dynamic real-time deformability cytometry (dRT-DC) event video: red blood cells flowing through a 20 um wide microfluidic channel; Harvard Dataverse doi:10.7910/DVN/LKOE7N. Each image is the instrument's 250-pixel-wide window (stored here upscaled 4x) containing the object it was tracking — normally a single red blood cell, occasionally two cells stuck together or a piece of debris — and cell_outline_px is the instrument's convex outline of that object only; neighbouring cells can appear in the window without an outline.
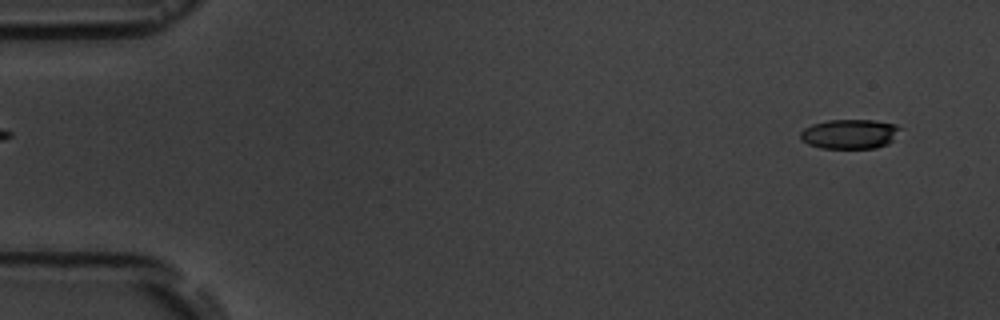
{"species": "common noctule bat (a hibernating species)", "species_latin": "Nyctalus noctula", "temperature_condition": "room temperature", "stored_images_in_passage": 6, "segment_of_instrument_passage": [2, 2], "camera_frame_rate_fps": 3000, "um_per_image_px": 0.085, "animal": {"sex": "male", "body_mass_g": 19.5, "forearm_length_mm": 54.6}, "frame": {"image": 1, "passage_image": 6, "time_ms": 6.333, "image_size_px": [1000, 320], "cell_outline_px": [[904, 128], [888, 144], [876, 148], [820, 148], [808, 144], [800, 140], [800, 132], [804, 128], [812, 124], [828, 120], [872, 120], [896, 124]], "centroid_in_image_um": [72.24, 11.39], "position_along_channel_um": 12.8, "area_um2": 17.4}}